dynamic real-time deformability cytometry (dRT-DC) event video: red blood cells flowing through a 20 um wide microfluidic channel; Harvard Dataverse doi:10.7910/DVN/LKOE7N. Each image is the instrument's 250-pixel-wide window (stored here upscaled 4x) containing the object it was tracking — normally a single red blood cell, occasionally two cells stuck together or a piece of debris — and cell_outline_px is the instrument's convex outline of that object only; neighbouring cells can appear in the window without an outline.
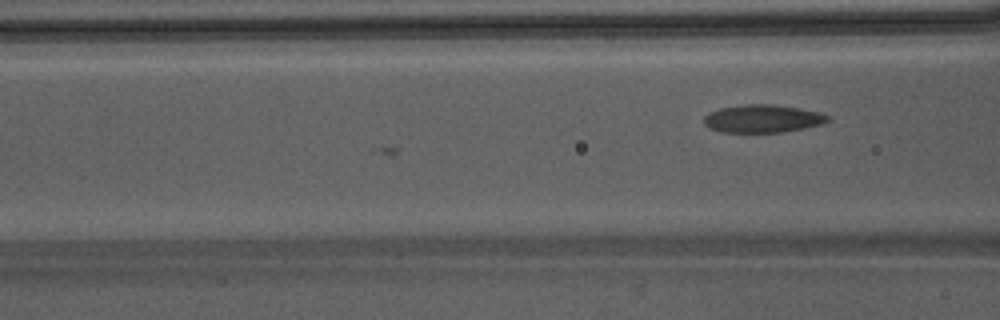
{"species": "Egyptian fruit bat (a non-hibernating species)", "species_latin": "Rousettus aegyptiacus", "temperature_condition": "warm", "stored_images_in_passage": 5, "camera_frame_rate_fps": 3000, "um_per_image_px": 0.085, "animal": {"sex": "male"}, "frame": {"image": 1, "passage_image": 5, "time_ms": 1.333, "image_size_px": [1000, 320], "cell_outline_px": [[832, 120], [824, 124], [784, 132], [724, 132], [708, 128], [704, 124], [704, 116], [708, 112], [720, 108], [744, 104], [772, 104], [800, 108], [820, 112], [828, 116]], "centroid_in_image_um": [64.84, 10.08], "position_along_channel_um": 101.8, "area_um2": 20.35}}